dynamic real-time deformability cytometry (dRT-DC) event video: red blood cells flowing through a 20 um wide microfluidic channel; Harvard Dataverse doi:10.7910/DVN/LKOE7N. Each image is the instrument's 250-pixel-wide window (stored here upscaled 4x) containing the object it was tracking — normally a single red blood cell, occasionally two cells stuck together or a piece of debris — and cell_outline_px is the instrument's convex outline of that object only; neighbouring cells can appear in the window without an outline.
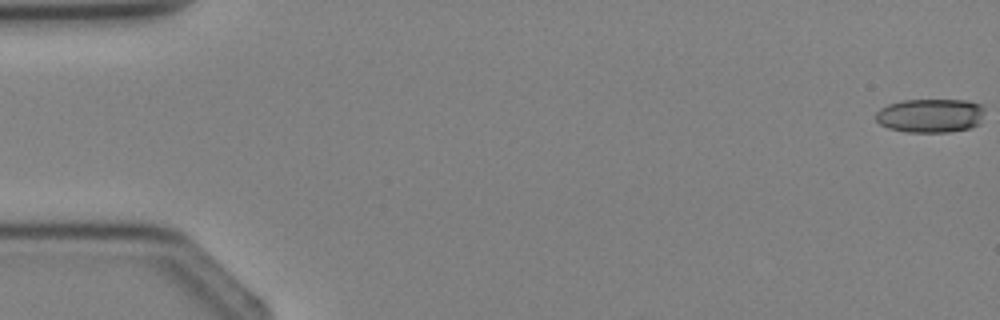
{"species": "Egyptian fruit bat (a non-hibernating species)", "species_latin": "Rousettus aegyptiacus", "temperature_condition": "cold", "stored_images_in_passage": 5, "camera_frame_rate_fps": 3000, "um_per_image_px": 0.085, "animal": {"sex": "female"}, "frame": {"image": 1, "passage_image": 5, "time_ms": 5.667, "image_size_px": [1000, 320], "cell_outline_px": [[984, 108], [980, 124], [968, 128], [948, 132], [908, 132], [888, 128], [880, 124], [876, 120], [876, 112], [880, 108], [888, 104], [904, 100], [968, 100], [980, 104]], "centroid_in_image_um": [79.08, 9.82], "position_along_channel_um": 5.9, "area_um2": 21.56}}